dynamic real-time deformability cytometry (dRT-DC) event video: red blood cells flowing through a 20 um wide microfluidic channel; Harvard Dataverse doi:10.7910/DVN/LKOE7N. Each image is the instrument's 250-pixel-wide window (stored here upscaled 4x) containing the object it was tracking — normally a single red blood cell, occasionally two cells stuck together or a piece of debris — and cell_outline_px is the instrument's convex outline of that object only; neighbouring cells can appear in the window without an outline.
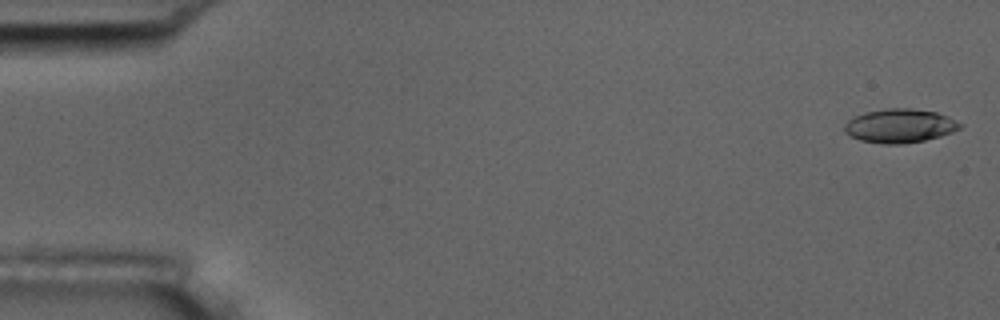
{"species": "common noctule bat (a hibernating species)", "species_latin": "Nyctalus noctula", "temperature_condition": "room temperature", "stored_images_in_passage": 6, "camera_frame_rate_fps": 3000, "um_per_image_px": 0.085, "animal": {"sex": "male", "body_mass_g": 17.5, "forearm_length_mm": 52.3}, "frame": {"image": 1, "passage_image": 1, "time_ms": 0.0, "image_size_px": [1000, 320], "cell_outline_px": [[964, 124], [960, 128], [952, 132], [940, 136], [924, 140], [900, 144], [884, 144], [860, 140], [848, 136], [844, 132], [844, 124], [848, 120], [864, 112], [888, 108], [912, 108], [936, 112], [948, 116]], "centroid_in_image_um": [76.47, 10.69], "position_along_channel_um": 8.5, "area_um2": 22.89}}
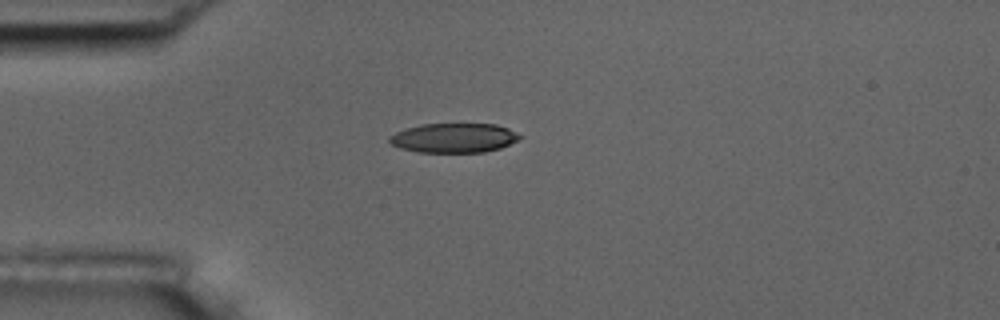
{"frame": {"image": 2, "passage_image": 4, "time_ms": 4.333, "image_size_px": [1000, 320], "cell_outline_px": [[524, 136], [500, 148], [484, 152], [420, 152], [400, 148], [392, 144], [388, 140], [388, 136], [396, 132], [408, 128], [424, 124], [496, 124], [508, 128]], "centroid_in_image_um": [38.59, 11.72], "position_along_channel_um": 46.4, "area_um2": 22.2}}